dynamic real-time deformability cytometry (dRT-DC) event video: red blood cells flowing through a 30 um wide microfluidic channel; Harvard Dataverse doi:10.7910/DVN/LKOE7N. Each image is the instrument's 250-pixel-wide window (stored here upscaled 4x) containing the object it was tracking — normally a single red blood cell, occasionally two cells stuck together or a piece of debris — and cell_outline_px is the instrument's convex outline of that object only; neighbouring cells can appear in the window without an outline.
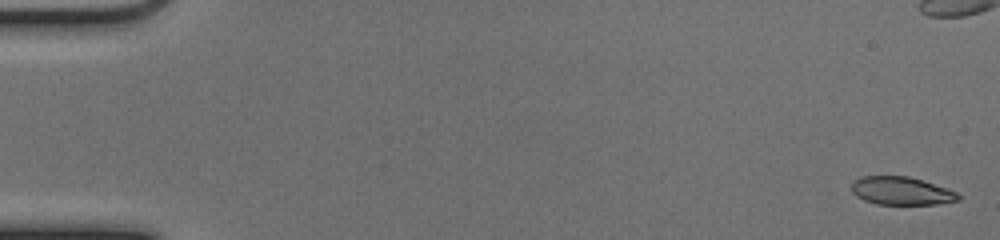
{"species": "common noctule bat (a hibernating species)", "species_latin": "Nyctalus noctula", "temperature_condition": "cold", "stored_images_in_passage": 10, "camera_frame_rate_fps": 3000, "um_per_image_px": 0.085, "animal": {"sex": "female", "body_mass_g": 17.0, "forearm_length_mm": 48.0}, "frame": {"image": 1, "passage_image": 2, "time_ms": 0.333, "image_size_px": [1000, 240], "cell_outline_px": [[960, 200], [936, 204], [876, 204], [864, 200], [856, 196], [852, 192], [852, 180], [860, 176], [908, 176], [956, 192], [960, 196]], "centroid_in_image_um": [76.55, 16.22], "position_along_channel_um": 8.5, "area_um2": 17.28}}